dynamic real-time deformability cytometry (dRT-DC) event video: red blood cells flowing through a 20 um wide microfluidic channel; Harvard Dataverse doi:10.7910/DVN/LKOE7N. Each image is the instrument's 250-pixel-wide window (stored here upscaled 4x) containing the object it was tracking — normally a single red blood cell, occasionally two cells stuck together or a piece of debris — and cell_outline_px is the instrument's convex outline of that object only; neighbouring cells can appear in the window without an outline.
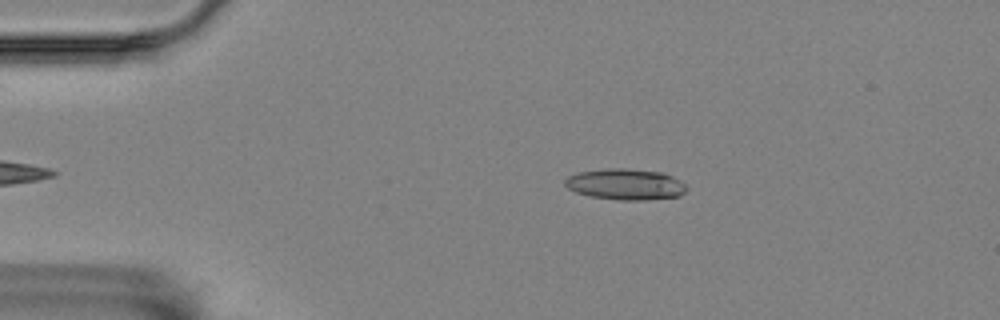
{"species": "Egyptian fruit bat (a non-hibernating species)", "species_latin": "Rousettus aegyptiacus", "temperature_condition": "room temperature", "stored_images_in_passage": 42, "camera_frame_rate_fps": 3000, "um_per_image_px": 0.085, "animal": {"sex": "female"}, "frame": {"image": 1, "passage_image": 4, "time_ms": 1.0, "image_size_px": [1000, 320], "cell_outline_px": [[688, 188], [680, 196], [644, 200], [620, 200], [592, 196], [576, 192], [568, 188], [564, 184], [564, 180], [568, 176], [580, 172], [608, 168], [624, 168], [660, 172], [672, 176], [680, 180]], "centroid_in_image_um": [53.17, 15.66], "position_along_channel_um": 31.8, "area_um2": 21.85}}
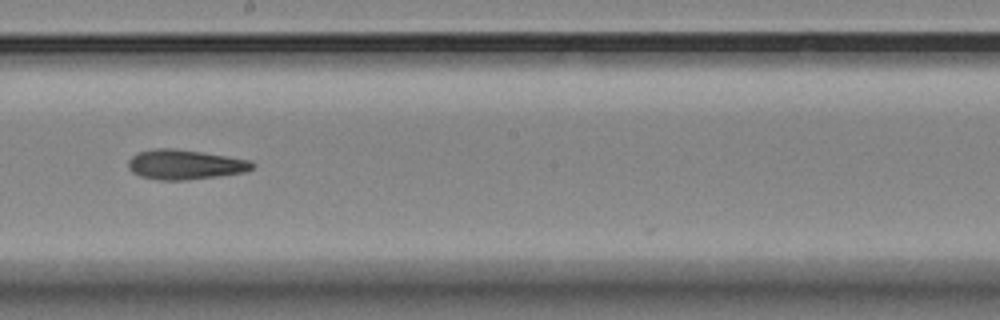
{"frame": {"image": 2, "passage_image": 25, "time_ms": 8.0, "image_size_px": [1000, 320], "cell_outline_px": [[256, 164], [252, 168], [244, 172], [220, 176], [188, 180], [156, 180], [140, 176], [132, 172], [128, 168], [128, 160], [132, 156], [140, 152], [156, 148], [172, 148], [200, 152], [252, 160]], "centroid_in_image_um": [15.72, 14.0], "position_along_channel_um": 232.5, "area_um2": 21.56}}
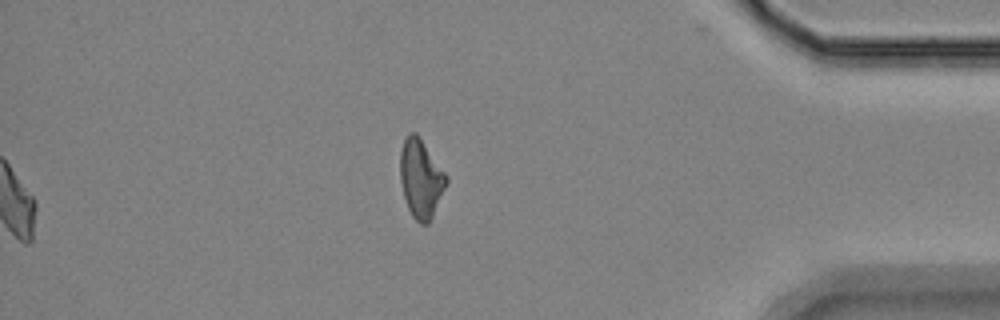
{"frame": {"image": 3, "passage_image": 42, "time_ms": 13.667, "image_size_px": [1000, 320], "cell_outline_px": [[448, 180], [432, 216], [428, 224], [420, 224], [412, 216], [408, 208], [404, 196], [400, 180], [400, 152], [404, 140], [408, 132], [416, 132], [448, 176]], "centroid_in_image_um": [35.76, 15.16], "position_along_channel_um": 399.4, "area_um2": 20.92}, "authors_computed_cell_mechanics": {"area_um2": 20.9236, "velocity_mm_per_s": 3.5287, "shape_relaxation_time_tau1_ms": null, "shape_relaxation_time_tau2_ms": 7.5219, "deformation_change_tau1": null, "deformation_change_tau2": 0.2036}}